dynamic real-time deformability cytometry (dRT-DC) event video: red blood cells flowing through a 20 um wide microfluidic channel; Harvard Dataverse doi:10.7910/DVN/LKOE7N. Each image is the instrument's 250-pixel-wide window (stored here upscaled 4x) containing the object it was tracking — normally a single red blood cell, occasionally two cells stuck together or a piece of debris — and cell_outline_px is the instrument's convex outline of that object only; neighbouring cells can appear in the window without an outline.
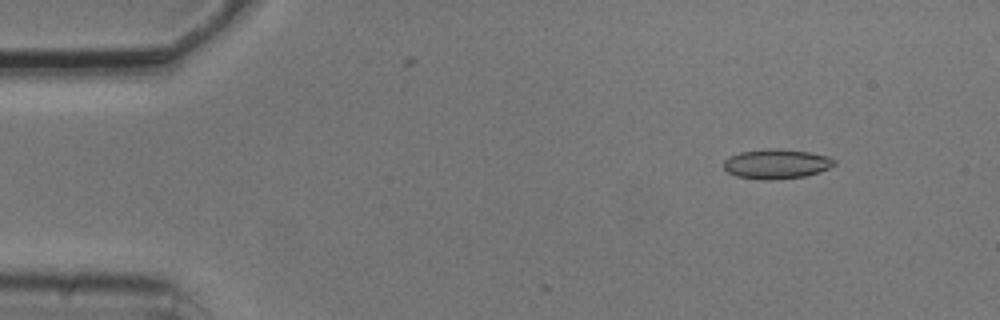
{"species": "common noctule bat (a hibernating species)", "species_latin": "Nyctalus noctula", "temperature_condition": "cold", "stored_images_in_passage": 5, "camera_frame_rate_fps": 3000, "um_per_image_px": 0.085, "animal": {"sex": "male", "body_mass_g": 20.5, "forearm_length_mm": 52.5}, "frame": {"image": 1, "passage_image": 2, "time_ms": 0.333, "image_size_px": [1000, 320], "cell_outline_px": [[836, 164], [820, 172], [804, 176], [772, 180], [768, 180], [736, 176], [728, 172], [724, 168], [724, 160], [728, 156], [740, 152], [768, 148], [780, 148], [808, 152], [828, 156], [836, 160]], "centroid_in_image_um": [66.0, 13.92], "position_along_channel_um": 19.0, "area_um2": 19.19}}
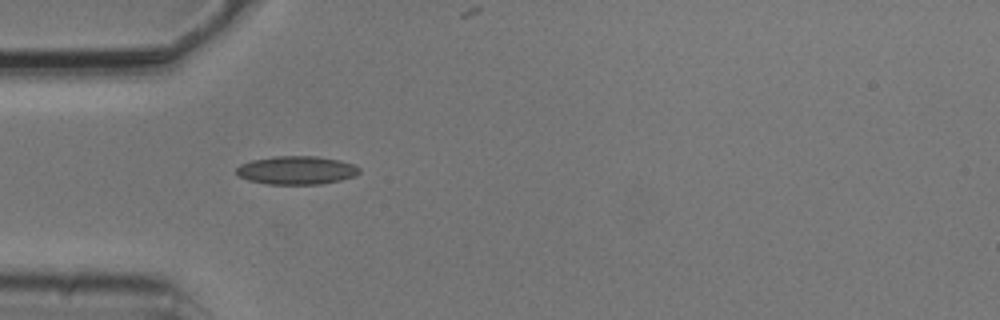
{"frame": {"image": 2, "passage_image": 4, "time_ms": 1.0, "image_size_px": [1000, 320], "cell_outline_px": [[360, 172], [352, 176], [340, 180], [320, 184], [268, 184], [248, 180], [240, 176], [236, 172], [236, 168], [240, 164], [252, 160], [272, 156], [316, 156], [340, 160], [352, 164], [360, 168]], "centroid_in_image_um": [25.18, 14.46], "position_along_channel_um": 59.8, "area_um2": 20.23}}
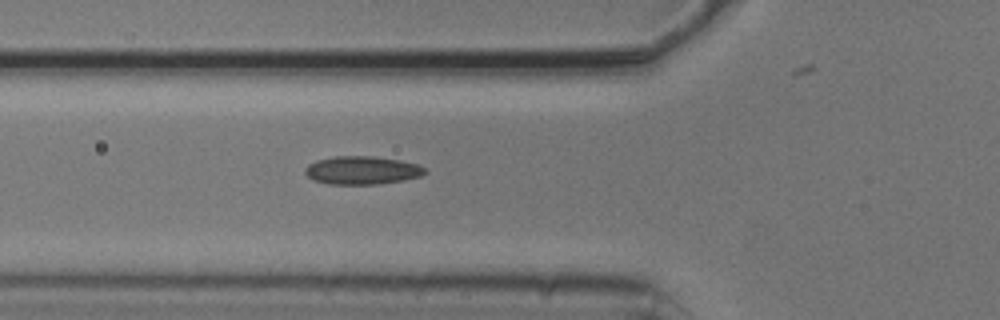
{"frame": {"image": 3, "passage_image": 5, "time_ms": 1.333, "image_size_px": [1000, 320], "cell_outline_px": [[428, 172], [420, 176], [404, 180], [380, 184], [328, 184], [312, 180], [304, 172], [304, 168], [308, 164], [316, 160], [336, 156], [376, 156], [400, 160], [420, 164]], "centroid_in_image_um": [30.78, 14.47], "position_along_channel_um": 95.0, "area_um2": 19.94}}